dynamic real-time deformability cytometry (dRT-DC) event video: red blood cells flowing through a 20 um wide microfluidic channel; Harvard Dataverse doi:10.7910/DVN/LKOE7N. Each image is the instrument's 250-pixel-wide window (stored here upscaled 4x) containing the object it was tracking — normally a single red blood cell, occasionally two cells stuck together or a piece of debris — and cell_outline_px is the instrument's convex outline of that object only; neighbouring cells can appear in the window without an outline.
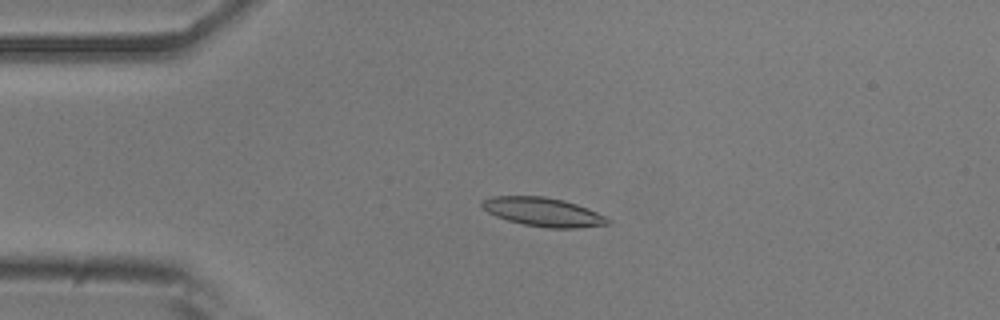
{"species": "common noctule bat (a hibernating species)", "species_latin": "Nyctalus noctula", "temperature_condition": "room temperature", "stored_images_in_passage": 50, "camera_frame_rate_fps": 3000, "um_per_image_px": 0.085, "animal": {"sex": "male", "body_mass_g": 20.5, "forearm_length_mm": 52.5}, "frame": {"image": 1, "passage_image": 9, "time_ms": 2.667, "image_size_px": [1000, 320], "cell_outline_px": [[612, 220], [608, 224], [580, 228], [548, 228], [524, 224], [508, 220], [496, 216], [488, 212], [480, 204], [484, 200], [492, 196], [544, 196], [564, 200], [588, 208]], "centroid_in_image_um": [46.19, 18.02], "position_along_channel_um": 38.8, "area_um2": 20.98}}
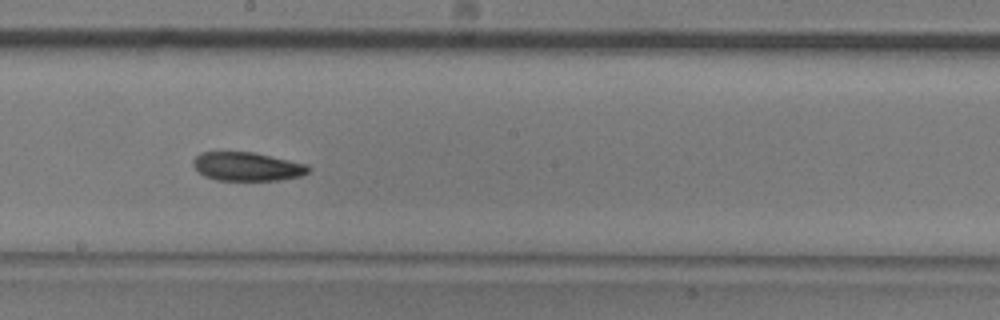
{"frame": {"image": 2, "passage_image": 26, "time_ms": 8.333, "image_size_px": [1000, 320], "cell_outline_px": [[312, 168], [308, 172], [300, 176], [280, 180], [216, 180], [204, 176], [192, 164], [192, 160], [200, 152], [252, 152], [308, 164]], "centroid_in_image_um": [21.01, 14.16], "position_along_channel_um": 227.2, "area_um2": 19.25}}
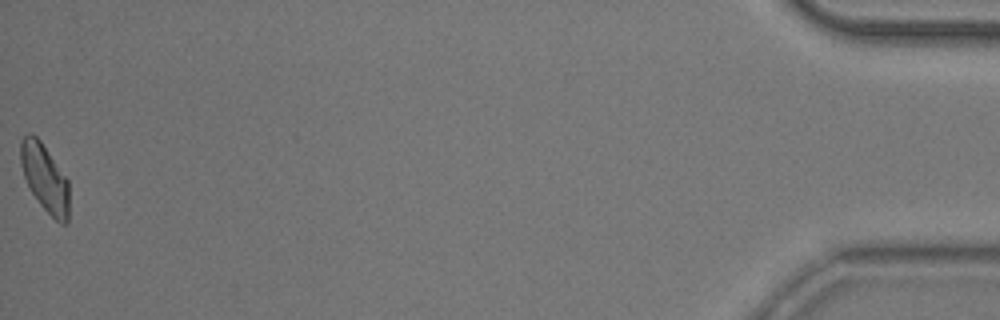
{"frame": {"image": 3, "passage_image": 50, "time_ms": 16.333, "image_size_px": [1000, 320], "cell_outline_px": [[68, 220], [64, 224], [60, 224], [40, 204], [32, 192], [24, 176], [20, 164], [20, 140], [28, 132], [32, 132], [40, 140], [68, 180]], "centroid_in_image_um": [3.79, 15.09], "position_along_channel_um": 431.4, "area_um2": 18.9}, "authors_computed_cell_mechanics": {"area_um2": 19.8832, "velocity_mm_per_s": 3.8022, "shape_relaxation_time_tau1_ms": 6.2381, "shape_relaxation_time_tau2_ms": 6.3272, "deformation_change_tau1": 0.1517, "deformation_change_tau2": 0.1366}}